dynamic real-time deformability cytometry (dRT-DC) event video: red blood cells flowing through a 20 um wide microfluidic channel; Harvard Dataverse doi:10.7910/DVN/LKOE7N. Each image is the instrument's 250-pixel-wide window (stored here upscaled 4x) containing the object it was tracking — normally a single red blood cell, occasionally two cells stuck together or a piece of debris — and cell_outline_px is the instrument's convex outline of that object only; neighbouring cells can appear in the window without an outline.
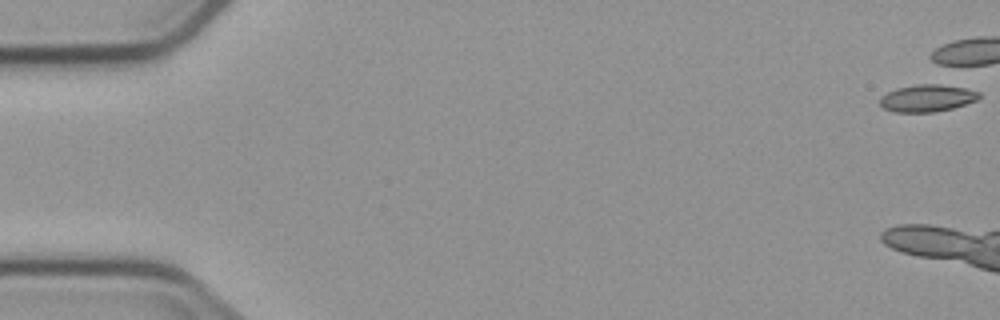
{"species": "common noctule bat (a hibernating species)", "species_latin": "Nyctalus noctula", "temperature_condition": "cold", "stored_images_in_passage": 9, "camera_frame_rate_fps": 3000, "um_per_image_px": 0.085, "animal": {"sex": "male", "body_mass_g": 23.1, "forearm_length_mm": 52.7}, "frame": {"image": 1, "passage_image": 1, "time_ms": 0.0, "image_size_px": [1000, 320], "cell_outline_px": [[980, 96], [976, 100], [952, 108], [932, 112], [896, 112], [884, 108], [880, 104], [880, 96], [896, 88], [916, 84], [940, 84], [964, 88], [980, 92]], "centroid_in_image_um": [78.78, 8.33], "position_along_channel_um": 6.2, "area_um2": 15.55}}